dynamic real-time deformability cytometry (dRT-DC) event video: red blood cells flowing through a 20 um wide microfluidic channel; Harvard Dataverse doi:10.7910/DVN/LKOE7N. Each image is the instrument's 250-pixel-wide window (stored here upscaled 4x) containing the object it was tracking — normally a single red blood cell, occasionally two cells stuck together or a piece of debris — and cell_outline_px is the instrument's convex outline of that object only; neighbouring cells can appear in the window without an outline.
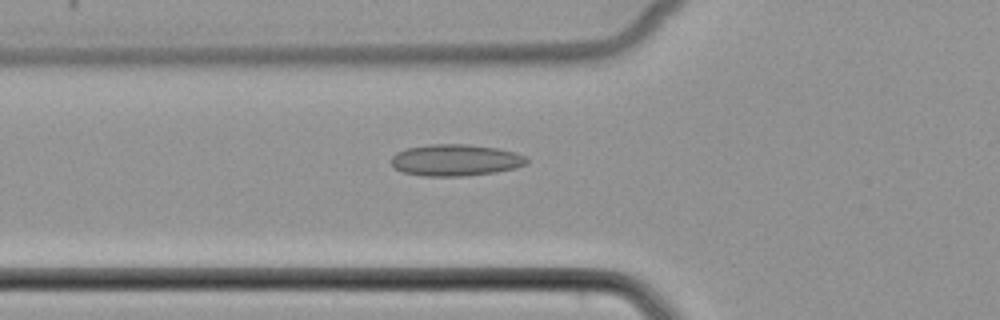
{"species": "common noctule bat (a hibernating species)", "species_latin": "Nyctalus noctula", "temperature_condition": "cold", "stored_images_in_passage": 32, "camera_frame_rate_fps": 3000, "um_per_image_px": 0.085, "animal": {"sex": "female", "body_mass_g": 22.7, "forearm_length_mm": 54.2}, "frame": {"image": 1, "passage_image": 5, "time_ms": 1.333, "image_size_px": [1000, 320], "cell_outline_px": [[528, 164], [516, 168], [496, 172], [464, 176], [424, 176], [404, 172], [392, 168], [388, 160], [396, 152], [408, 148], [428, 144], [468, 144], [496, 148], [516, 152], [528, 156]], "centroid_in_image_um": [38.72, 13.61], "position_along_channel_um": 87.1, "area_um2": 25.37}}
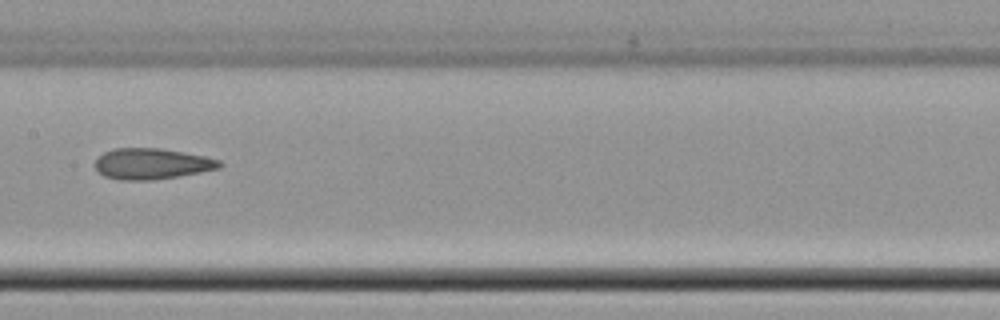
{"frame": {"image": 2, "passage_image": 13, "time_ms": 4.0, "image_size_px": [1000, 320], "cell_outline_px": [[224, 164], [220, 168], [200, 172], [152, 180], [120, 180], [104, 176], [96, 168], [96, 160], [104, 152], [112, 148], [160, 148], [184, 152], [204, 156], [220, 160]], "centroid_in_image_um": [12.92, 13.91], "position_along_channel_um": 194.5, "area_um2": 22.31}}
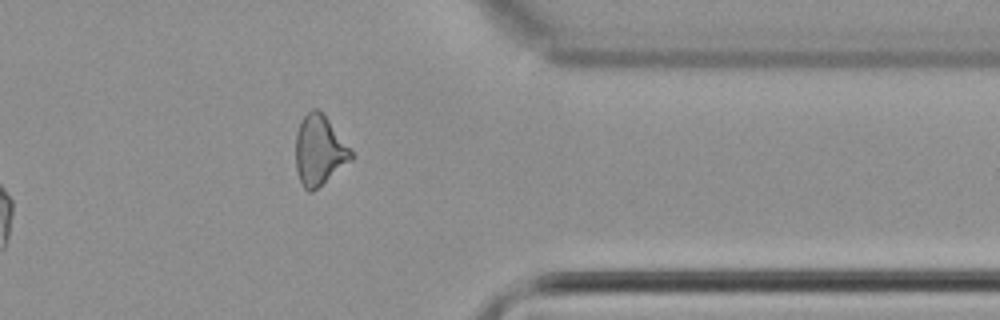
{"frame": {"image": 3, "passage_image": 28, "time_ms": 9.0, "image_size_px": [1000, 320], "cell_outline_px": [[356, 156], [352, 160], [312, 192], [308, 192], [304, 188], [300, 180], [296, 168], [296, 132], [300, 120], [312, 108], [316, 108], [324, 112]], "centroid_in_image_um": [27.15, 12.75], "position_along_channel_um": 384.2, "area_um2": 22.83}}